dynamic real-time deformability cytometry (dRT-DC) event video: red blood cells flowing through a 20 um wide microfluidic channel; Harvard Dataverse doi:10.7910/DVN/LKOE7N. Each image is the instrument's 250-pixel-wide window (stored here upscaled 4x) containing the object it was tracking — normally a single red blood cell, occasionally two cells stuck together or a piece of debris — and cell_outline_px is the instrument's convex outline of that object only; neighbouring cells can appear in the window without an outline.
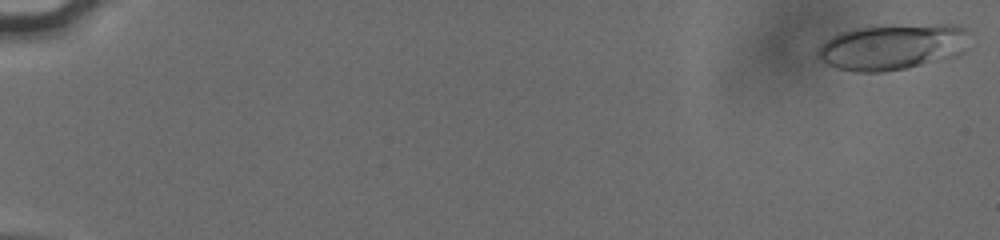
{"species": "human", "species_latin": "Homo sapiens", "temperature_condition": "cold", "stored_images_in_passage": 56, "camera_frame_rate_fps": 3000, "um_per_image_px": 0.085, "donor": {"sex": "male"}, "frame": {"image": 1, "passage_image": 2, "time_ms": 0.333, "image_size_px": [1000, 240], "cell_outline_px": [[964, 52], [956, 56], [908, 68], [884, 72], [856, 72], [836, 68], [820, 60], [816, 56], [816, 52], [832, 36], [840, 32], [856, 28], [936, 24], [956, 24], [964, 28]], "centroid_in_image_um": [75.82, 4.01], "position_along_channel_um": 9.2, "area_um2": 40.0}}
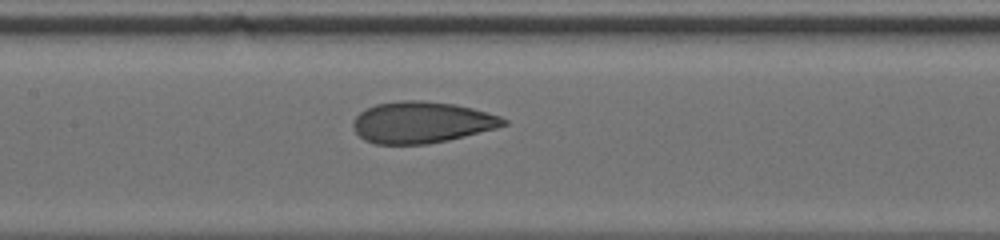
{"frame": {"image": 2, "passage_image": 30, "time_ms": 9.667, "image_size_px": [1000, 240], "cell_outline_px": [[508, 124], [496, 128], [448, 140], [428, 144], [376, 144], [364, 140], [356, 132], [352, 124], [352, 120], [360, 112], [376, 104], [400, 100], [424, 100], [456, 104], [472, 108], [500, 116], [508, 120]], "centroid_in_image_um": [35.84, 10.39], "position_along_channel_um": 171.6, "area_um2": 36.36}}
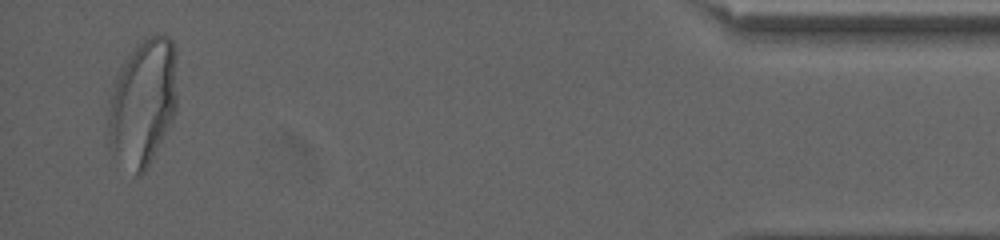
{"frame": {"image": 3, "passage_image": 55, "time_ms": 18.0, "image_size_px": [1000, 240], "cell_outline_px": [[176, 112], [148, 168], [140, 176], [136, 176], [112, 156], [108, 144], [108, 120], [112, 84], [124, 60], [136, 44], [148, 36], [164, 32], [172, 40], [176, 48]], "centroid_in_image_um": [12.14, 8.71], "position_along_channel_um": 423.1, "area_um2": 52.02}, "authors_computed_cell_mechanics": {"area_um2": 37.57, "velocity_mm_per_s": 3.8248, "shape_relaxation_time_tau1_ms": 6.9104, "shape_relaxation_time_tau2_ms": 0.9492, "deformation_change_tau1": 0.1895, "deformation_change_tau2": 0.07}}